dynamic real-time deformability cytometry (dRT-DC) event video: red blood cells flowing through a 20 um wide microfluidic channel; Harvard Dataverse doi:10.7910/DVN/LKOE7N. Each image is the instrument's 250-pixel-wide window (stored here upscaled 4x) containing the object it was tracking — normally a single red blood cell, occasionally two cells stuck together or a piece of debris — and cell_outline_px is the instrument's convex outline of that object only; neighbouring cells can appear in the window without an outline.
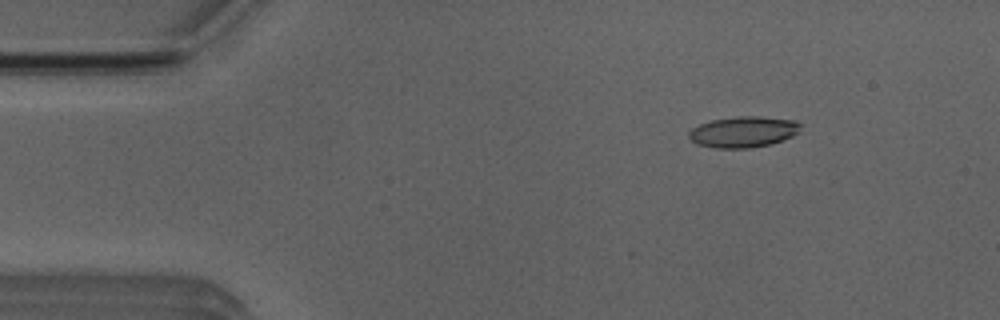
{"species": "Egyptian fruit bat (a non-hibernating species)", "species_latin": "Rousettus aegyptiacus", "temperature_condition": "room temperature", "stored_images_in_passage": 4, "camera_frame_rate_fps": 3000, "um_per_image_px": 0.085, "animal": {"sex": "male"}, "frame": {"image": 1, "passage_image": 2, "time_ms": 1.333, "image_size_px": [1000, 320], "cell_outline_px": [[800, 132], [792, 136], [772, 144], [748, 148], [716, 148], [696, 144], [688, 136], [688, 132], [692, 128], [700, 124], [712, 120], [736, 116], [760, 116], [796, 120], [800, 124]], "centroid_in_image_um": [63.2, 11.2], "position_along_channel_um": 21.8, "area_um2": 20.29}}